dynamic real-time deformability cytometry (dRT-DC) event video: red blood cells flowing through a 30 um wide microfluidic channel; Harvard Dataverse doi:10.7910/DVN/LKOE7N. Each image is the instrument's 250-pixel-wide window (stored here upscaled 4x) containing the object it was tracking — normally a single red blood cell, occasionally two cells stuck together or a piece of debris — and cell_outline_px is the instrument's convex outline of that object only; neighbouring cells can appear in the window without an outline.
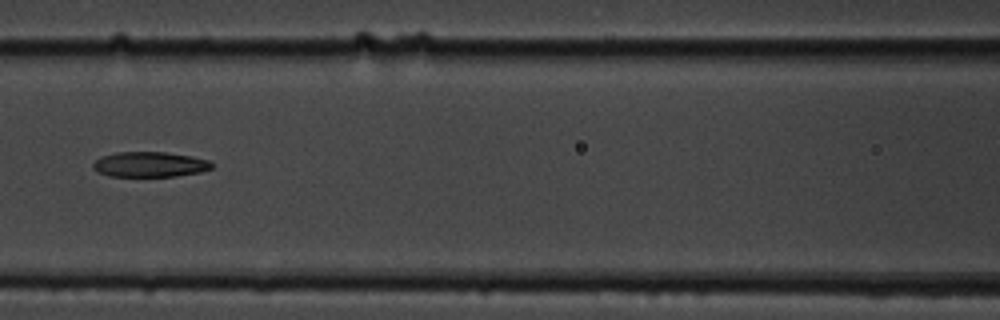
{"species": "common noctule bat (a hibernating species)", "species_latin": "Nyctalus noctula", "temperature_condition": "cold", "stored_images_in_passage": 15, "camera_frame_rate_fps": 3000, "um_per_image_px": 0.085, "animal": {"sex": "male", "body_mass_g": 19.5, "forearm_length_mm": 54.6}, "frame": {"image": 1, "passage_image": 7, "time_ms": 7.667, "image_size_px": [1000, 320], "cell_outline_px": [[212, 168], [200, 172], [176, 176], [108, 176], [96, 172], [92, 168], [92, 164], [100, 156], [116, 152], [164, 152], [192, 156], [212, 160]], "centroid_in_image_um": [12.71, 13.97], "position_along_channel_um": 153.9, "area_um2": 17.63}}
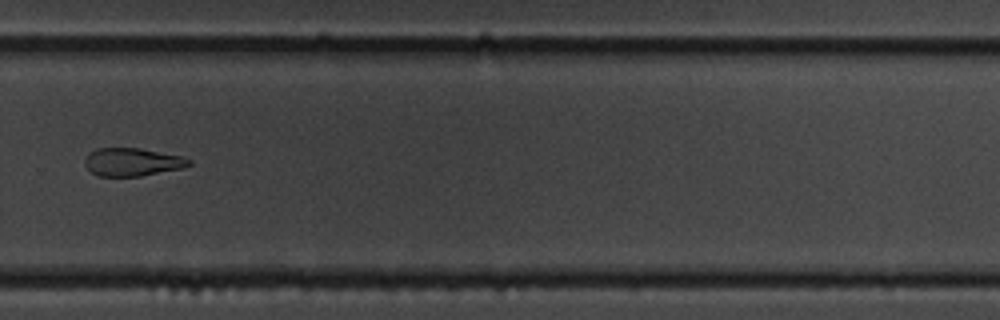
{"frame": {"image": 2, "passage_image": 11, "time_ms": 12.333, "image_size_px": [1000, 320], "cell_outline_px": [[192, 164], [184, 168], [140, 176], [96, 176], [84, 164], [84, 160], [88, 152], [96, 148], [140, 148], [180, 156], [192, 160]], "centroid_in_image_um": [11.23, 13.77], "position_along_channel_um": 318.6, "area_um2": 17.11}}
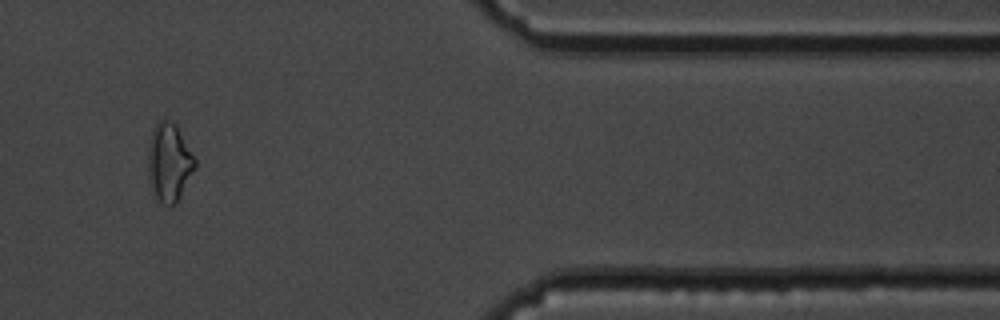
{"frame": {"image": 3, "passage_image": 13, "time_ms": 15.333, "image_size_px": [1000, 320], "cell_outline_px": [[196, 168], [180, 196], [172, 204], [164, 204], [156, 196], [152, 188], [148, 176], [148, 148], [152, 128], [164, 116], [176, 124], [196, 160]], "centroid_in_image_um": [14.37, 13.72], "position_along_channel_um": 397.0, "area_um2": 21.27}, "authors_computed_cell_mechanics": {"area_um2": 19.1896, "velocity_mm_per_s": 3.5499, "shape_relaxation_time_tau1_ms": 6.5187, "shape_relaxation_time_tau2_ms": 7.7314, "deformation_change_tau1": 0.1245, "deformation_change_tau2": 0.1766}}